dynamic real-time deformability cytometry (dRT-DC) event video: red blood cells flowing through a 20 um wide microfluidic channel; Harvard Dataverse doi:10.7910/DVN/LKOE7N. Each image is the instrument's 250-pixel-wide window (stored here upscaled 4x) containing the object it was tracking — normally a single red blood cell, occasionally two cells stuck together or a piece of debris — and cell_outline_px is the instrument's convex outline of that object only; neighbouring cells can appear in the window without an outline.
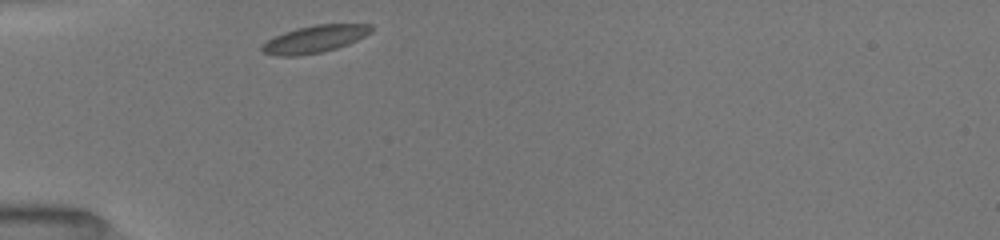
{"species": "common noctule bat (a hibernating species)", "species_latin": "Nyctalus noctula", "temperature_condition": "room temperature", "stored_images_in_passage": 30, "camera_frame_rate_fps": 3000, "um_per_image_px": 0.085, "animal": {"sex": "female", "body_mass_g": 19.5, "forearm_length_mm": 54.1}, "frame": {"image": 1, "passage_image": 1, "time_ms": 0.0, "image_size_px": [1000, 240], "cell_outline_px": [[372, 32], [348, 44], [324, 52], [296, 56], [276, 56], [260, 52], [260, 48], [268, 40], [284, 32], [296, 28], [316, 24], [372, 24]], "centroid_in_image_um": [26.74, 3.33], "position_along_channel_um": 58.3, "area_um2": 17.4}}
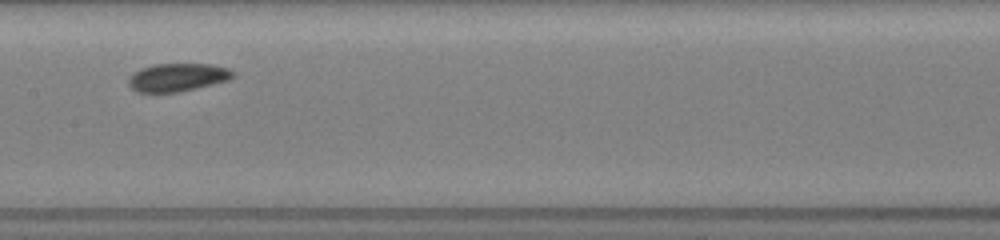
{"frame": {"image": 2, "passage_image": 12, "time_ms": 3.667, "image_size_px": [1000, 240], "cell_outline_px": [[236, 76], [228, 80], [180, 92], [136, 92], [128, 84], [128, 76], [140, 68], [156, 64], [208, 64], [228, 68], [236, 72]], "centroid_in_image_um": [15.09, 6.57], "position_along_channel_um": 192.3, "area_um2": 17.17}}
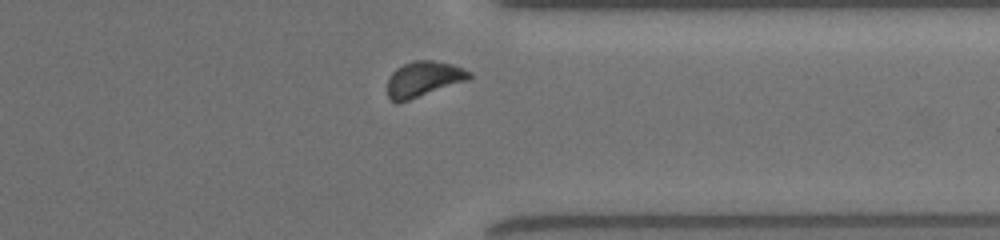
{"frame": {"image": 3, "passage_image": 26, "time_ms": 8.333, "image_size_px": [1000, 240], "cell_outline_px": [[472, 76], [468, 80], [396, 104], [388, 96], [388, 80], [392, 72], [396, 68], [412, 60], [432, 60], [452, 64], [464, 68], [472, 72]], "centroid_in_image_um": [36.01, 6.7], "position_along_channel_um": 375.4, "area_um2": 16.88}}